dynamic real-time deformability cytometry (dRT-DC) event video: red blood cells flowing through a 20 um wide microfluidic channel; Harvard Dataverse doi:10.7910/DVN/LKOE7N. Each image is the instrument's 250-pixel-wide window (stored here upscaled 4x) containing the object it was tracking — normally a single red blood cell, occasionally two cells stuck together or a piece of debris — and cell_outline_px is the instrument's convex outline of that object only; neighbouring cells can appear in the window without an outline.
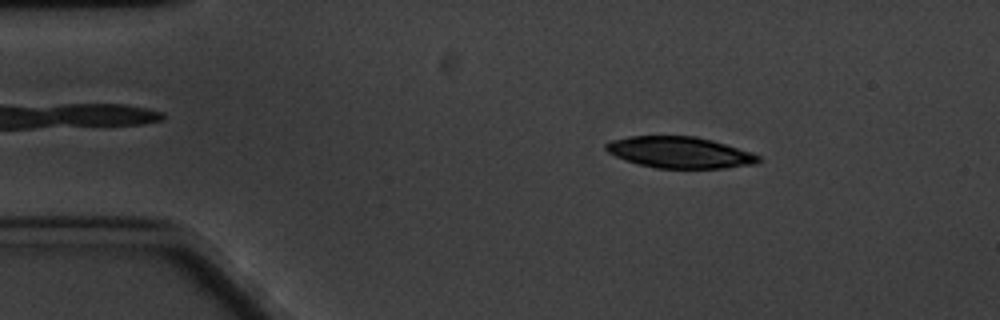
{"species": "common noctule bat (a hibernating species)", "species_latin": "Nyctalus noctula", "temperature_condition": "cold", "stored_images_in_passage": 59, "camera_frame_rate_fps": 3000, "um_per_image_px": 0.085, "animal": {"sex": "male", "body_mass_g": 20.1, "forearm_length_mm": 53.5}, "frame": {"image": 1, "passage_image": 8, "time_ms": 2.333, "image_size_px": [1000, 320], "cell_outline_px": [[764, 160], [756, 164], [724, 168], [656, 168], [624, 160], [608, 152], [604, 148], [604, 144], [612, 140], [628, 136], [696, 136], [712, 140], [752, 152], [760, 156]], "centroid_in_image_um": [57.8, 12.95], "position_along_channel_um": 27.2, "area_um2": 27.98}}